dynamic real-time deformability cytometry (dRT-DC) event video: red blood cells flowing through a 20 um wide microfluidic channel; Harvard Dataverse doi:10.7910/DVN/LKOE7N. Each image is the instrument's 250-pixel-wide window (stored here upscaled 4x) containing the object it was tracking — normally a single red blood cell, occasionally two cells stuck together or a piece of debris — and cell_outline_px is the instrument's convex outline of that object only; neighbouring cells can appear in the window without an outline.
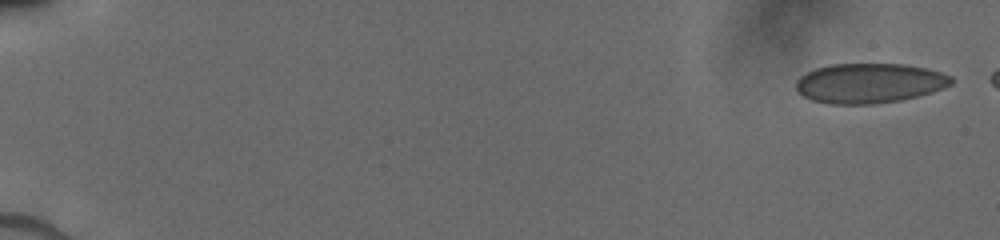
{"species": "human", "species_latin": "Homo sapiens", "temperature_condition": "cold", "stored_images_in_passage": 43, "camera_frame_rate_fps": 3000, "um_per_image_px": 0.085, "donor": {"sex": "male"}, "frame": {"image": 1, "passage_image": 1, "time_ms": 0.0, "image_size_px": [1000, 240], "cell_outline_px": [[952, 84], [932, 92], [900, 100], [876, 104], [828, 104], [812, 100], [804, 96], [796, 88], [796, 80], [800, 76], [816, 68], [832, 64], [904, 64], [928, 68], [952, 76]], "centroid_in_image_um": [73.9, 7.07], "position_along_channel_um": 11.1, "area_um2": 36.01}}
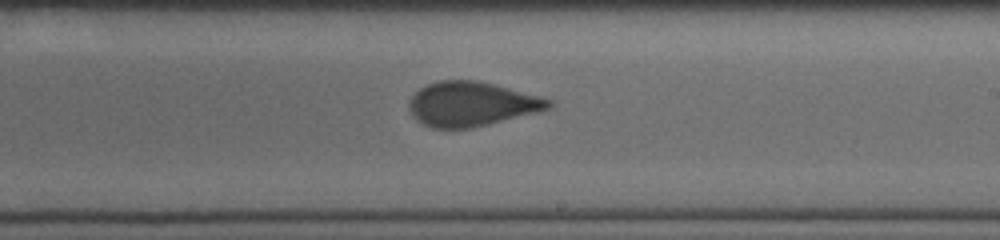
{"frame": {"image": 2, "passage_image": 25, "time_ms": 10.333, "image_size_px": [1000, 240], "cell_outline_px": [[552, 108], [540, 112], [472, 128], [432, 128], [416, 120], [412, 116], [408, 104], [412, 96], [420, 88], [428, 84], [440, 80], [476, 80], [540, 96], [552, 100]], "centroid_in_image_um": [40.09, 8.85], "position_along_channel_um": 248.9, "area_um2": 36.13}}
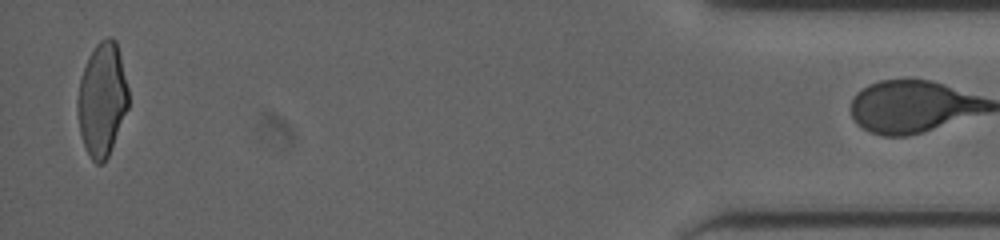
{"frame": {"image": 3, "passage_image": 42, "time_ms": 16.333, "image_size_px": [1000, 240], "cell_outline_px": [[128, 108], [108, 156], [104, 164], [96, 164], [92, 160], [84, 144], [80, 132], [76, 108], [76, 100], [80, 80], [88, 56], [96, 44], [100, 40], [108, 36], [112, 36], [116, 40], [128, 88]], "centroid_in_image_um": [8.67, 8.44], "position_along_channel_um": 426.5, "area_um2": 33.58}}